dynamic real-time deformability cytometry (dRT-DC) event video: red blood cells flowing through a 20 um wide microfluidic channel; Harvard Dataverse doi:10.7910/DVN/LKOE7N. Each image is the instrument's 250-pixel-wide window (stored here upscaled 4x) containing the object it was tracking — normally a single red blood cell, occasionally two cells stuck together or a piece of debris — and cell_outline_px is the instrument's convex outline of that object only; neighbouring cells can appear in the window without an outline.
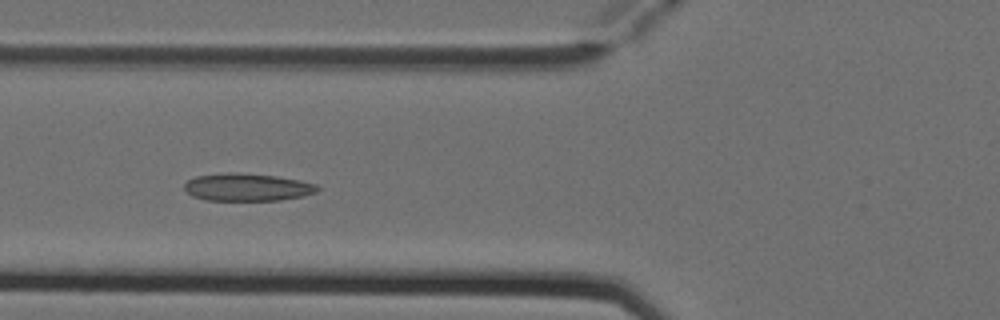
{"species": "Egyptian fruit bat (a non-hibernating species)", "species_latin": "Rousettus aegyptiacus", "temperature_condition": "cold", "stored_images_in_passage": 6, "camera_frame_rate_fps": 3000, "um_per_image_px": 0.085, "animal": {"sex": "female"}, "frame": {"image": 1, "passage_image": 4, "time_ms": 1.0, "image_size_px": [1000, 320], "cell_outline_px": [[320, 188], [316, 192], [304, 196], [280, 200], [204, 200], [192, 196], [184, 188], [184, 184], [188, 180], [196, 176], [228, 172], [232, 172], [276, 176], [300, 180], [316, 184]], "centroid_in_image_um": [21.02, 15.91], "position_along_channel_um": 104.8, "area_um2": 21.39}}
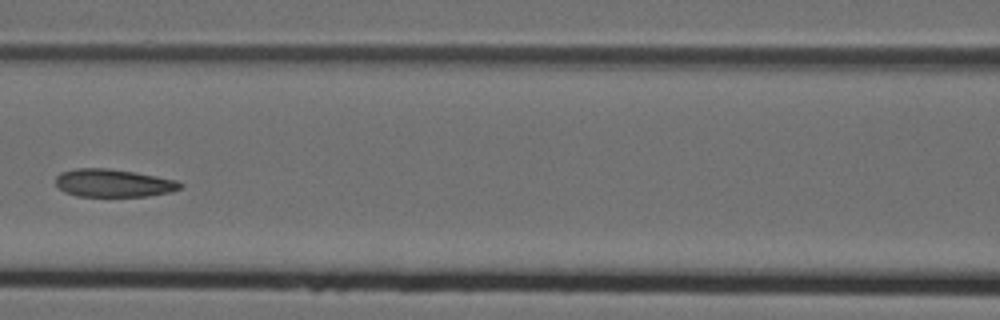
{"frame": {"image": 2, "passage_image": 5, "time_ms": 1.333, "image_size_px": [1000, 320], "cell_outline_px": [[184, 184], [180, 188], [172, 192], [148, 196], [76, 196], [64, 192], [56, 184], [56, 176], [60, 172], [76, 168], [108, 168], [156, 176], [176, 180]], "centroid_in_image_um": [9.63, 15.56], "position_along_channel_um": 157.0, "area_um2": 20.23}}
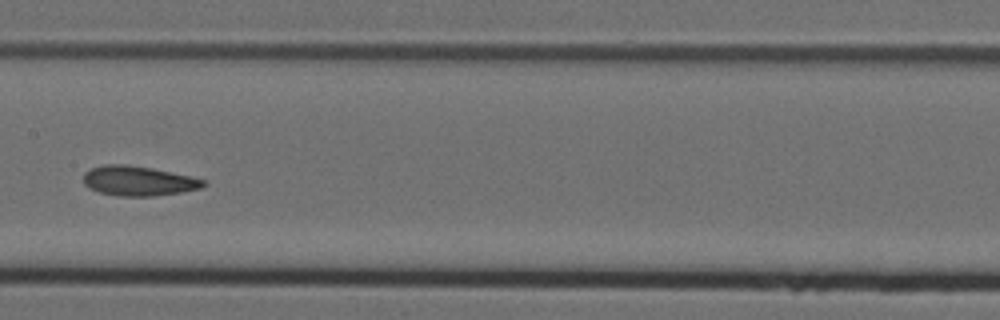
{"frame": {"image": 3, "passage_image": 6, "time_ms": 1.667, "image_size_px": [1000, 320], "cell_outline_px": [[208, 184], [200, 188], [180, 192], [152, 196], [120, 196], [100, 192], [88, 188], [84, 184], [84, 172], [92, 168], [104, 164], [124, 164], [152, 168], [192, 176], [204, 180]], "centroid_in_image_um": [11.76, 15.37], "position_along_channel_um": 195.6, "area_um2": 20.75}}